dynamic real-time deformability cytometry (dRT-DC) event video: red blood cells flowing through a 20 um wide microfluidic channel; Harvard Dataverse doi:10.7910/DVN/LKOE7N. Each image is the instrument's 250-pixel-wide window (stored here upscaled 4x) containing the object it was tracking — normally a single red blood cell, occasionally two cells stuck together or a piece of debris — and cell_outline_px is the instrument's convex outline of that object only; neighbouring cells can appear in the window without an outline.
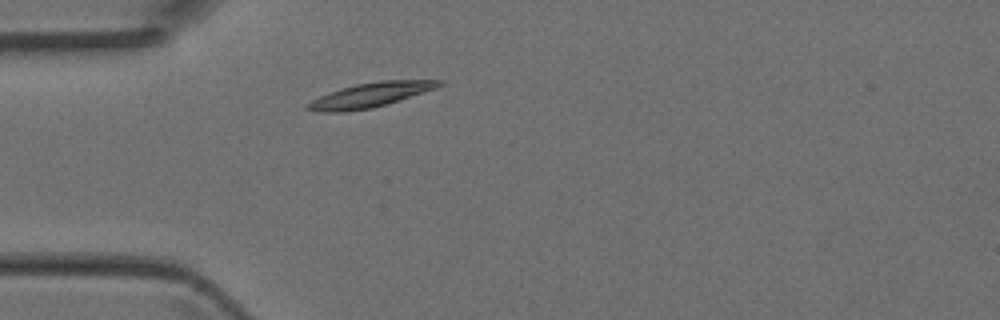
{"species": "Egyptian fruit bat (a non-hibernating species)", "species_latin": "Rousettus aegyptiacus", "temperature_condition": "room temperature", "stored_images_in_passage": 2, "camera_frame_rate_fps": 3000, "um_per_image_px": 0.085, "animal": {"sex": "female"}, "frame": {"image": 1, "passage_image": 2, "time_ms": 0.333, "image_size_px": [1000, 320], "cell_outline_px": [[444, 84], [436, 88], [372, 108], [348, 112], [316, 112], [304, 108], [304, 104], [328, 92], [340, 88], [356, 84], [380, 80], [444, 80]], "centroid_in_image_um": [31.4, 8.08], "position_along_channel_um": 53.6, "area_um2": 18.84}}